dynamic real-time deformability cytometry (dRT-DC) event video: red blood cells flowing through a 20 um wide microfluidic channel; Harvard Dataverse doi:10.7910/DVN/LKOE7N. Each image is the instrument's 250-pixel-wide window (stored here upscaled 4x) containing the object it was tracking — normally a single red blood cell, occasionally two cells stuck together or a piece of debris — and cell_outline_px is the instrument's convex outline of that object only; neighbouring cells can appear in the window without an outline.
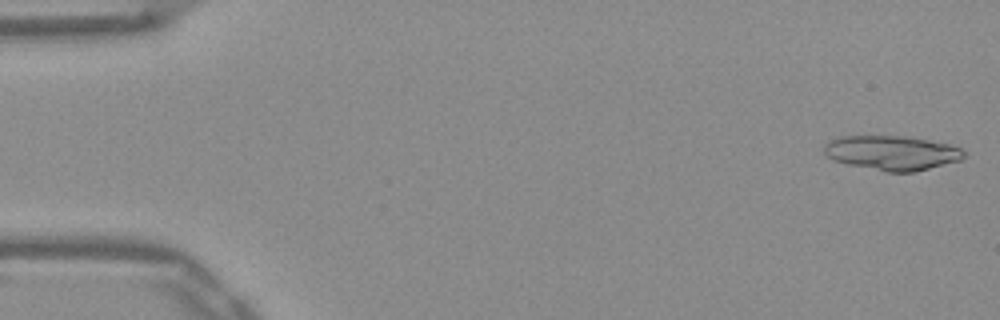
{"species": "Egyptian fruit bat (a non-hibernating species)", "species_latin": "Rousettus aegyptiacus", "temperature_condition": "warm", "stored_images_in_passage": 16, "camera_frame_rate_fps": 3000, "um_per_image_px": 0.085, "frame": {"image": 1, "passage_image": 1, "time_ms": 0.0, "image_size_px": [1000, 320], "cell_outline_px": [[964, 156], [960, 160], [912, 172], [884, 172], [848, 164], [832, 160], [824, 152], [824, 144], [828, 140], [840, 136], [908, 136], [948, 144], [960, 148], [964, 152]], "centroid_in_image_um": [75.76, 12.98], "position_along_channel_um": 9.2, "area_um2": 28.03}}
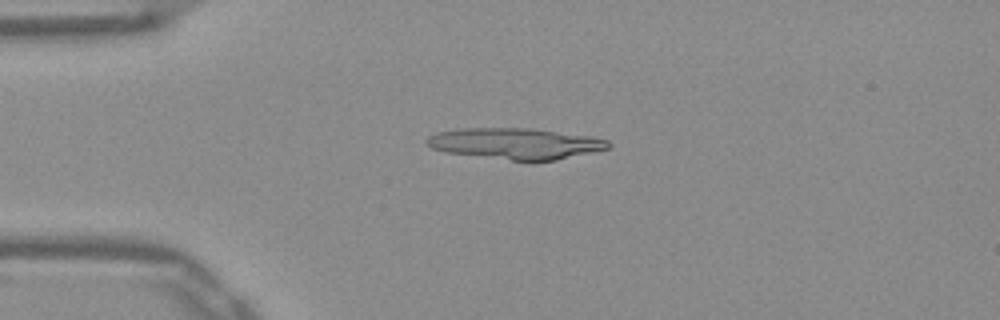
{"frame": {"image": 2, "passage_image": 12, "time_ms": 3.667, "image_size_px": [1000, 320], "cell_outline_px": [[612, 144], [608, 148], [556, 160], [512, 160], [444, 152], [432, 148], [424, 140], [428, 136], [436, 132], [460, 128], [532, 128], [588, 136], [608, 140]], "centroid_in_image_um": [43.77, 12.19], "position_along_channel_um": 41.2, "area_um2": 32.6}}